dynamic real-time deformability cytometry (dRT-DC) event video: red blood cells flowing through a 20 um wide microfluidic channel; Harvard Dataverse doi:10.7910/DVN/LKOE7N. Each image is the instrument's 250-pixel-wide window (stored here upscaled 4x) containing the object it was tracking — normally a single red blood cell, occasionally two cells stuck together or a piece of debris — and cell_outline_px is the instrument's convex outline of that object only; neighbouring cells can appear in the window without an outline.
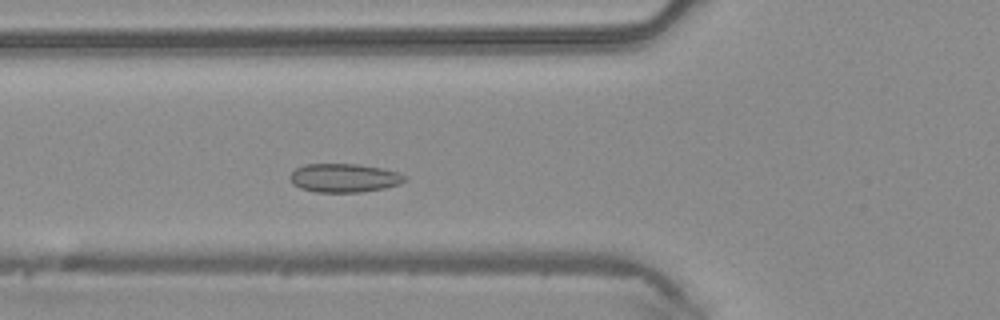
{"species": "common noctule bat (a hibernating species)", "species_latin": "Nyctalus noctula", "temperature_condition": "warm", "stored_images_in_passage": 43, "camera_frame_rate_fps": 3000, "um_per_image_px": 0.085, "animal": {"sex": "male", "body_mass_g": 20.4}, "frame": {"image": 1, "passage_image": 12, "time_ms": 3.667, "image_size_px": [1000, 320], "cell_outline_px": [[408, 180], [400, 184], [384, 188], [360, 192], [316, 192], [300, 188], [292, 184], [288, 176], [296, 168], [304, 164], [356, 164], [380, 168], [400, 172], [408, 176]], "centroid_in_image_um": [29.27, 15.12], "position_along_channel_um": 96.5, "area_um2": 19.36}}
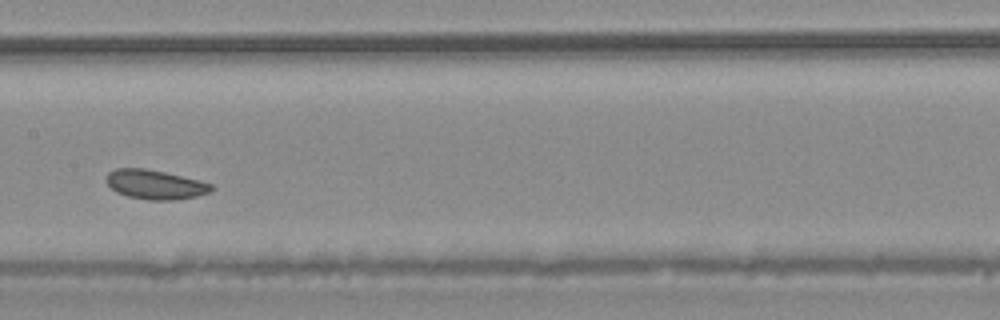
{"frame": {"image": 2, "passage_image": 19, "time_ms": 6.0, "image_size_px": [1000, 320], "cell_outline_px": [[212, 188], [208, 192], [196, 196], [176, 200], [148, 200], [128, 196], [116, 192], [104, 180], [108, 172], [116, 168], [144, 168], [164, 172], [200, 180], [212, 184]], "centroid_in_image_um": [13.15, 15.68], "position_along_channel_um": 194.3, "area_um2": 17.92}}
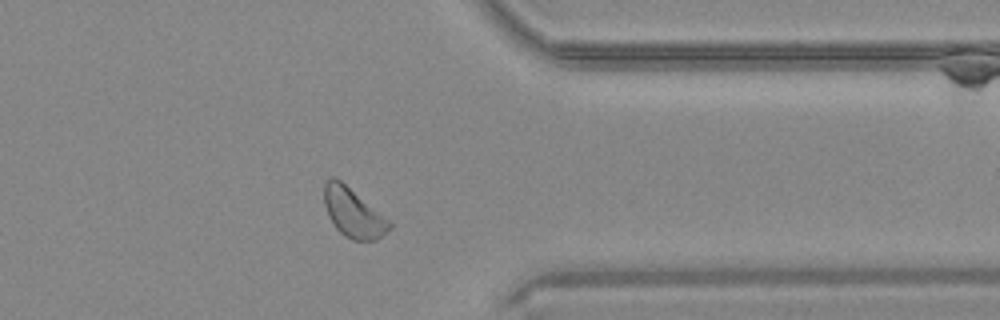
{"frame": {"image": 3, "passage_image": 33, "time_ms": 10.667, "image_size_px": [1000, 320], "cell_outline_px": [[392, 228], [376, 240], [352, 240], [344, 236], [336, 228], [328, 216], [324, 204], [324, 184], [328, 176], [332, 176], [340, 180], [388, 220], [392, 224]], "centroid_in_image_um": [29.98, 18.09], "position_along_channel_um": 381.4, "area_um2": 18.38}}